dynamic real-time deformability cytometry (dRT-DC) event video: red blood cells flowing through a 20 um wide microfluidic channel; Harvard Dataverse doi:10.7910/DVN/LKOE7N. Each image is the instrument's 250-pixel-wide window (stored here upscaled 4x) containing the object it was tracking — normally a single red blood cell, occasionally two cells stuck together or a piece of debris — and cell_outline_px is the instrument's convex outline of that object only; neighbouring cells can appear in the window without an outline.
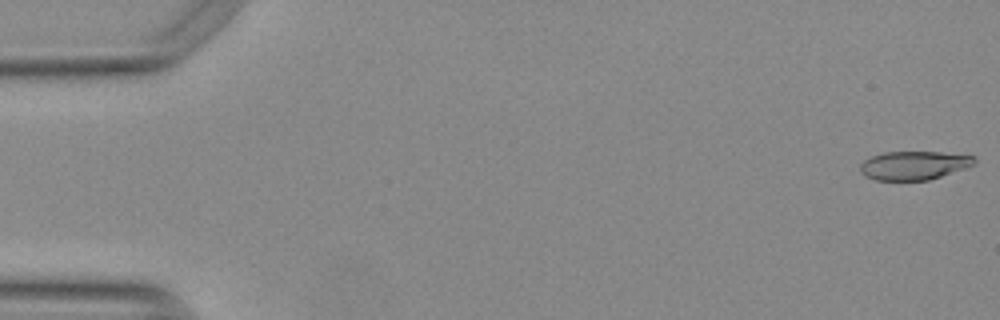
{"species": "Egyptian fruit bat (a non-hibernating species)", "species_latin": "Rousettus aegyptiacus", "temperature_condition": "warm", "stored_images_in_passage": 33, "camera_frame_rate_fps": 3000, "um_per_image_px": 0.085, "animal": {"sex": "female"}, "frame": {"image": 1, "passage_image": 1, "time_ms": 0.0, "image_size_px": [1000, 320], "cell_outline_px": [[976, 164], [928, 180], [876, 180], [864, 176], [860, 172], [860, 164], [864, 160], [872, 156], [884, 152], [940, 152], [976, 156]], "centroid_in_image_um": [77.67, 14.05], "position_along_channel_um": 7.3, "area_um2": 19.02}}
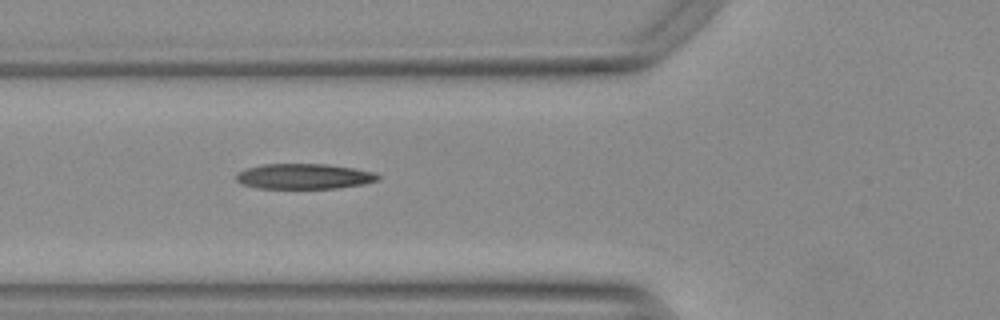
{"frame": {"image": 2, "passage_image": 20, "time_ms": 6.333, "image_size_px": [1000, 320], "cell_outline_px": [[380, 180], [364, 184], [336, 188], [256, 188], [240, 184], [236, 180], [236, 172], [244, 168], [264, 164], [324, 164], [352, 168], [376, 172], [380, 176]], "centroid_in_image_um": [25.81, 14.99], "position_along_channel_um": 100.0, "area_um2": 21.1}}
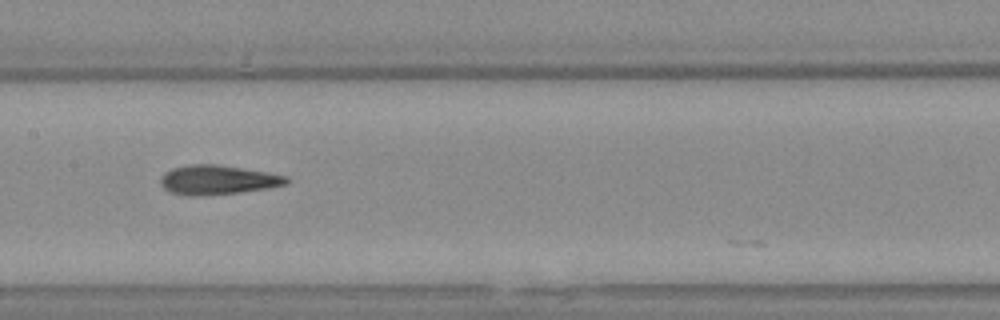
{"frame": {"image": 3, "passage_image": 27, "time_ms": 8.667, "image_size_px": [1000, 320], "cell_outline_px": [[288, 184], [268, 188], [240, 192], [200, 196], [184, 196], [168, 192], [160, 184], [160, 180], [164, 172], [172, 168], [188, 164], [216, 164], [268, 172], [288, 176]], "centroid_in_image_um": [18.47, 15.29], "position_along_channel_um": 188.9, "area_um2": 21.79}}